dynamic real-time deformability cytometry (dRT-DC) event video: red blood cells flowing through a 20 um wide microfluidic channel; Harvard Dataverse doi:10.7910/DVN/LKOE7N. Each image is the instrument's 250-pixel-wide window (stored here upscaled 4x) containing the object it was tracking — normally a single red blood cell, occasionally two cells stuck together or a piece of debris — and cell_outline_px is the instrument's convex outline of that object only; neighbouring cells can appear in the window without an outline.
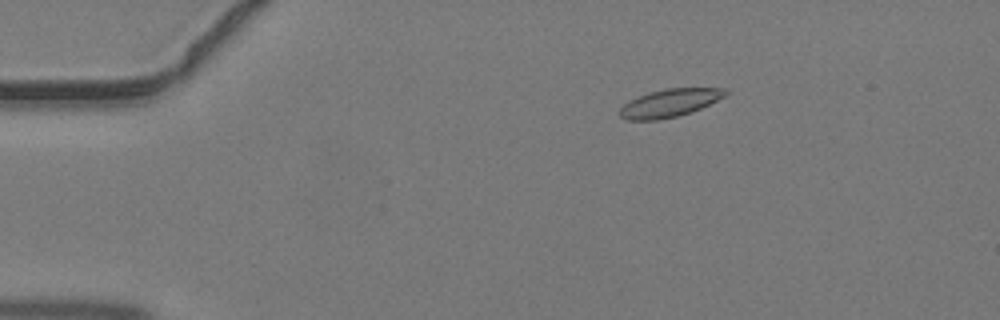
{"species": "common noctule bat (a hibernating species)", "species_latin": "Nyctalus noctula", "temperature_condition": "warm", "stored_images_in_passage": 46, "camera_frame_rate_fps": 3000, "um_per_image_px": 0.085, "animal": {"sex": "male", "body_mass_g": 19.2, "forearm_length_mm": 51.8}, "frame": {"image": 1, "passage_image": 9, "time_ms": 2.667, "image_size_px": [1000, 320], "cell_outline_px": [[728, 92], [724, 96], [692, 112], [676, 116], [656, 120], [628, 120], [620, 116], [616, 112], [628, 100], [648, 92], [664, 88], [724, 88]], "centroid_in_image_um": [56.85, 8.75], "position_along_channel_um": 28.2, "area_um2": 17.17}}
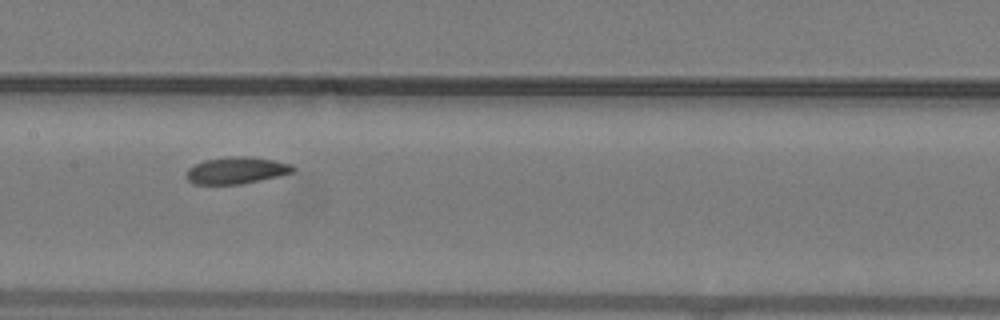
{"frame": {"image": 2, "passage_image": 24, "time_ms": 7.667, "image_size_px": [1000, 320], "cell_outline_px": [[296, 168], [292, 172], [280, 176], [240, 184], [192, 184], [184, 176], [188, 168], [204, 160], [228, 156], [252, 156], [292, 164]], "centroid_in_image_um": [20.08, 14.48], "position_along_channel_um": 187.3, "area_um2": 16.82}}
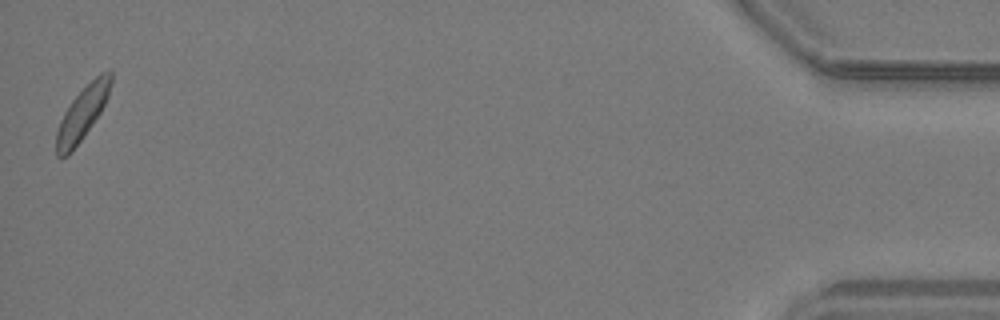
{"frame": {"image": 3, "passage_image": 46, "time_ms": 15.0, "image_size_px": [1000, 320], "cell_outline_px": [[112, 80], [108, 96], [100, 112], [92, 124], [68, 156], [56, 156], [56, 132], [60, 120], [64, 112], [72, 100], [100, 72], [112, 68]], "centroid_in_image_um": [7.0, 9.6], "position_along_channel_um": 428.2, "area_um2": 16.59}}